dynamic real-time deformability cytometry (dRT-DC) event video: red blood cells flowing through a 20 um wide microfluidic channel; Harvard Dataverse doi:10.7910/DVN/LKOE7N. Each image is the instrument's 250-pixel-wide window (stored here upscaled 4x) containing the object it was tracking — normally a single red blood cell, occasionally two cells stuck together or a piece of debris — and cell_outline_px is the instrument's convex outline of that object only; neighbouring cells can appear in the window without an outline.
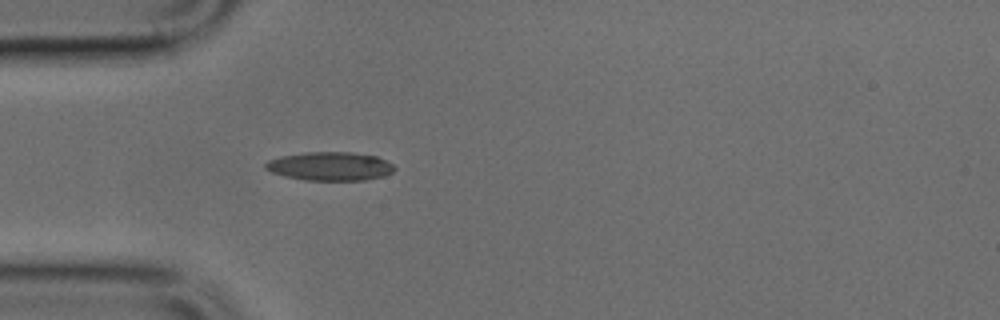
{"species": "common noctule bat (a hibernating species)", "species_latin": "Nyctalus noctula", "temperature_condition": "cold", "stored_images_in_passage": 1, "camera_frame_rate_fps": 3000, "um_per_image_px": 0.085, "animal": {"sex": "male", "body_mass_g": 17.9, "forearm_length_mm": 54.2}, "frame": {"image": 1, "passage_image": 1, "time_ms": 0.0, "image_size_px": [1000, 320], "cell_outline_px": [[396, 168], [392, 172], [384, 176], [364, 180], [304, 180], [284, 176], [272, 172], [264, 168], [264, 164], [268, 160], [280, 156], [308, 152], [352, 152], [376, 156], [392, 164]], "centroid_in_image_um": [28.04, 14.13], "position_along_channel_um": 57.0, "area_um2": 21.5}}